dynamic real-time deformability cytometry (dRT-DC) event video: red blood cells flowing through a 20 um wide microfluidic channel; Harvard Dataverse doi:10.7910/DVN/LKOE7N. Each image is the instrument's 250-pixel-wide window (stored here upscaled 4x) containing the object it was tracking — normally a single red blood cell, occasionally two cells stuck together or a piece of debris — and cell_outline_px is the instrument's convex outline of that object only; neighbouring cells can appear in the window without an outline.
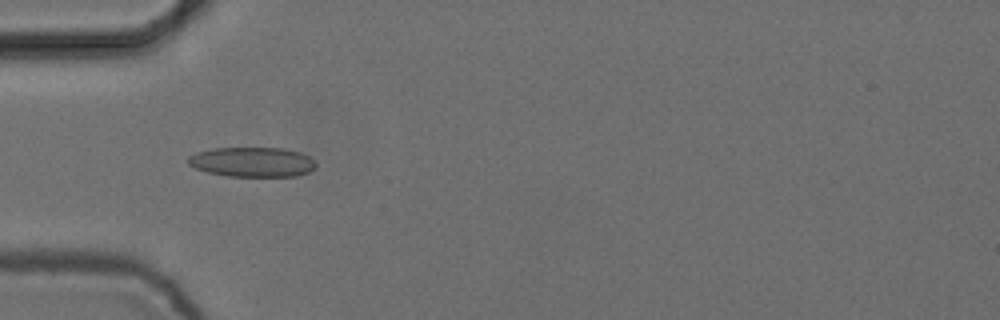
{"species": "common noctule bat (a hibernating species)", "species_latin": "Nyctalus noctula", "temperature_condition": "cold", "stored_images_in_passage": 6, "camera_frame_rate_fps": 3000, "um_per_image_px": 0.085, "animal": {"sex": "female", "body_mass_g": 24.6, "forearm_length_mm": 56.2}, "frame": {"image": 1, "passage_image": 5, "time_ms": 1.333, "image_size_px": [1000, 320], "cell_outline_px": [[316, 164], [308, 172], [296, 176], [228, 176], [208, 172], [196, 168], [188, 164], [188, 156], [196, 152], [212, 148], [284, 148], [300, 152], [308, 156]], "centroid_in_image_um": [21.41, 13.76], "position_along_channel_um": 63.6, "area_um2": 22.02}}
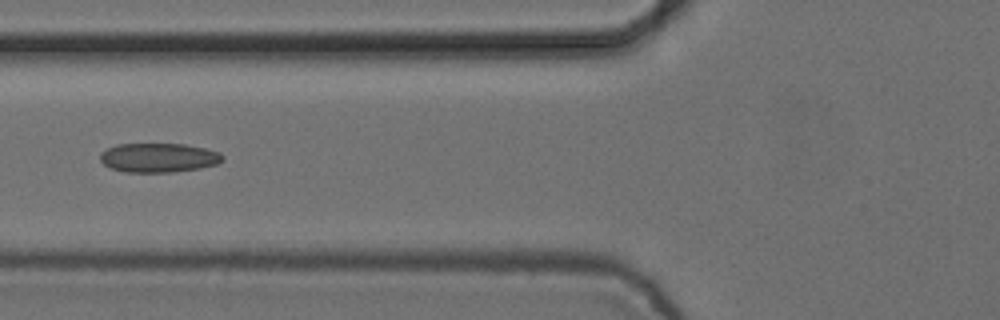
{"frame": {"image": 2, "passage_image": 6, "time_ms": 1.667, "image_size_px": [1000, 320], "cell_outline_px": [[224, 160], [216, 164], [200, 168], [172, 172], [124, 172], [112, 168], [104, 164], [100, 160], [100, 152], [116, 144], [184, 144], [204, 148], [220, 152], [224, 156]], "centroid_in_image_um": [13.48, 13.4], "position_along_channel_um": 112.3, "area_um2": 20.87}}